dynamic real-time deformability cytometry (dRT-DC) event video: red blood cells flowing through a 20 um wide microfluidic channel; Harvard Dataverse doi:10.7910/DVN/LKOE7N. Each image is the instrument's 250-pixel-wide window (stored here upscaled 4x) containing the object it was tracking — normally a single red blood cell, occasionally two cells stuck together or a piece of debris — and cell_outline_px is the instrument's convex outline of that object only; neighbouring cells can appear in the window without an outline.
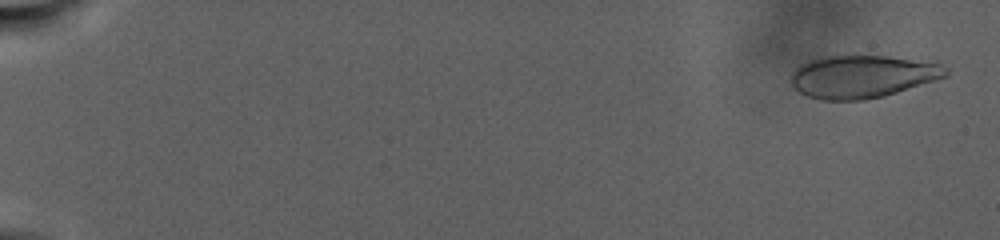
{"species": "human", "species_latin": "Homo sapiens", "temperature_condition": "warm", "stored_images_in_passage": 60, "camera_frame_rate_fps": 3000, "um_per_image_px": 0.085, "donor": {"sex": "male"}, "frame": {"image": 1, "passage_image": 3, "time_ms": 1.0, "image_size_px": [1000, 240], "cell_outline_px": [[948, 76], [884, 96], [864, 100], [820, 100], [808, 96], [792, 88], [788, 80], [792, 72], [800, 64], [808, 60], [820, 56], [888, 56], [940, 64], [948, 68]], "centroid_in_image_um": [73.23, 6.51], "position_along_channel_um": 11.8, "area_um2": 38.67}}
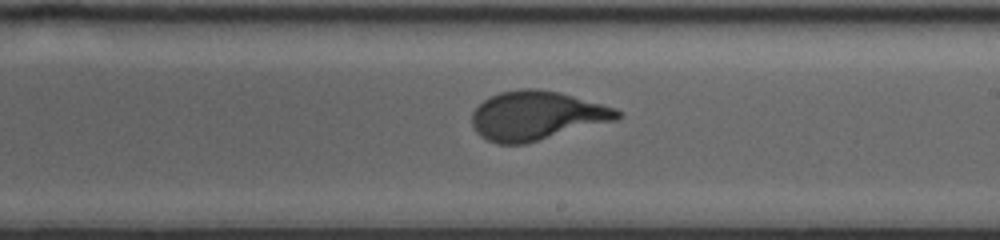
{"frame": {"image": 2, "passage_image": 37, "time_ms": 21.0, "image_size_px": [1000, 240], "cell_outline_px": [[620, 116], [616, 120], [524, 144], [496, 144], [480, 136], [476, 132], [472, 124], [472, 112], [484, 100], [500, 92], [520, 88], [536, 88], [560, 92], [616, 108], [620, 112]], "centroid_in_image_um": [45.59, 9.82], "position_along_channel_um": 243.4, "area_um2": 41.33}}
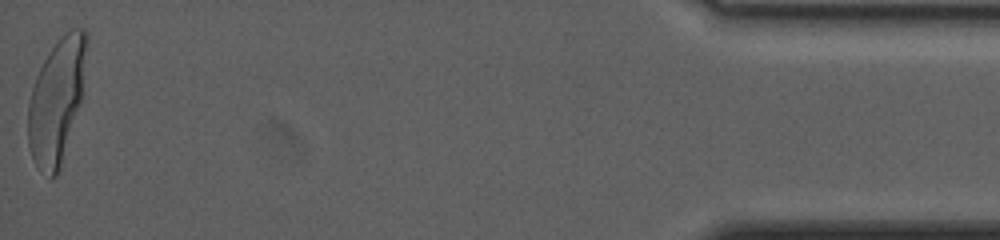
{"frame": {"image": 3, "passage_image": 60, "time_ms": 33.333, "image_size_px": [1000, 240], "cell_outline_px": [[88, 40], [80, 100], [60, 168], [56, 176], [52, 180], [48, 180], [36, 164], [32, 156], [28, 144], [28, 104], [32, 88], [36, 76], [44, 60], [56, 40], [72, 28], [84, 28], [88, 32]], "centroid_in_image_um": [4.8, 8.54], "position_along_channel_um": 430.4, "area_um2": 41.96}, "authors_computed_cell_mechanics": {"area_um2": 40.2866, "velocity_mm_per_s": 2.1542, "shape_relaxation_time_tau1_ms": 9.6784, "shape_relaxation_time_tau2_ms": null, "deformation_change_tau1": 0.2679, "deformation_change_tau2": null}}